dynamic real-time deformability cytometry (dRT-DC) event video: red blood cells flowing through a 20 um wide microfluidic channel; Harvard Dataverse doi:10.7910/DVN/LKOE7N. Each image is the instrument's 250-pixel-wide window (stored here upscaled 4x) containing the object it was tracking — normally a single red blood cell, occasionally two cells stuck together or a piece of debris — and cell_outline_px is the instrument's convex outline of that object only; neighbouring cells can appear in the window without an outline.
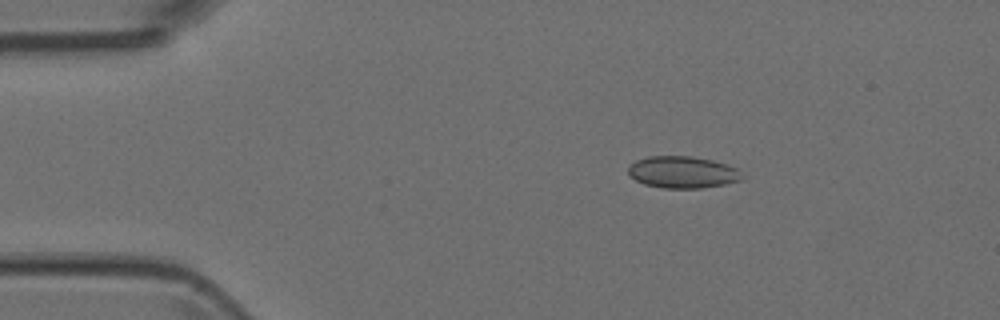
{"species": "Egyptian fruit bat (a non-hibernating species)", "species_latin": "Rousettus aegyptiacus", "temperature_condition": "room temperature", "stored_images_in_passage": 4, "camera_frame_rate_fps": 3000, "um_per_image_px": 0.085, "animal": {"sex": "female"}, "frame": {"image": 1, "passage_image": 2, "time_ms": 0.333, "image_size_px": [1000, 320], "cell_outline_px": [[744, 176], [740, 180], [724, 184], [700, 188], [664, 188], [644, 184], [628, 176], [628, 168], [636, 160], [648, 156], [692, 156], [712, 160], [728, 164], [736, 168]], "centroid_in_image_um": [58.01, 14.63], "position_along_channel_um": 27.0, "area_um2": 21.15}}